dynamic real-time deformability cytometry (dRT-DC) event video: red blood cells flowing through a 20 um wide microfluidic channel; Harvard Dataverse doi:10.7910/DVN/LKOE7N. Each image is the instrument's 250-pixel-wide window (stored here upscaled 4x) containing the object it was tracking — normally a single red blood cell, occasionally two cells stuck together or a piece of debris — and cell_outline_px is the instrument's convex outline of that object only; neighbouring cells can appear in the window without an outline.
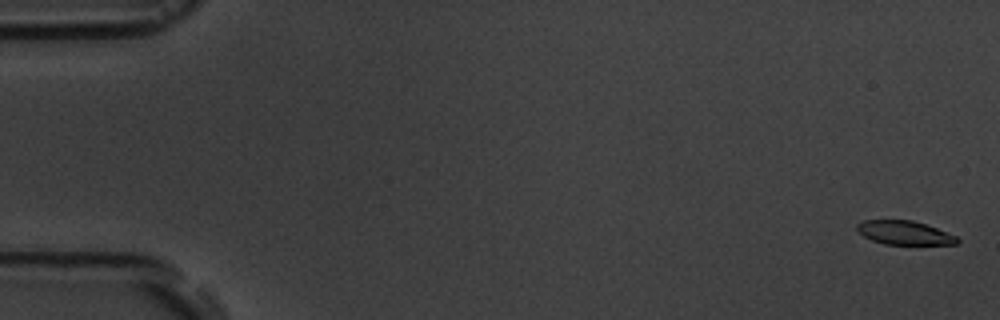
{"species": "common noctule bat (a hibernating species)", "species_latin": "Nyctalus noctula", "temperature_condition": "room temperature", "stored_images_in_passage": 9, "camera_frame_rate_fps": 3000, "um_per_image_px": 0.085, "animal": {"sex": "male", "body_mass_g": 19.5, "forearm_length_mm": 54.6}, "frame": {"image": 1, "passage_image": 1, "time_ms": 0.0, "image_size_px": [1000, 320], "cell_outline_px": [[960, 240], [956, 244], [884, 244], [872, 240], [864, 236], [856, 228], [856, 224], [864, 220], [912, 220], [936, 228], [956, 236]], "centroid_in_image_um": [76.86, 19.78], "position_along_channel_um": 8.1, "area_um2": 13.7}}
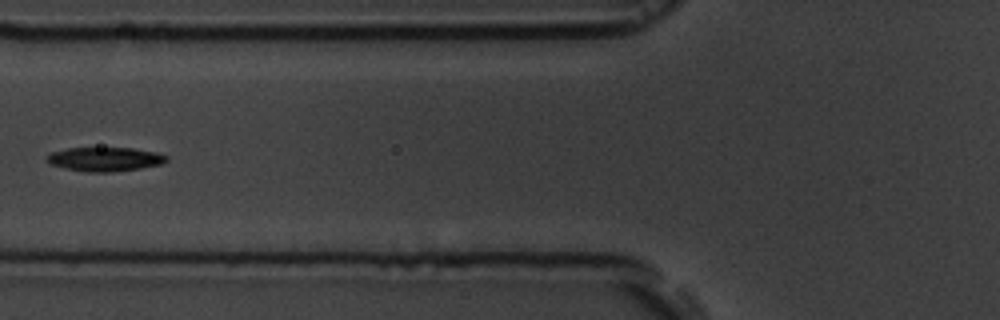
{"frame": {"image": 2, "passage_image": 7, "time_ms": 7.0, "image_size_px": [1000, 320], "cell_outline_px": [[168, 160], [160, 164], [140, 168], [112, 172], [88, 172], [68, 168], [52, 164], [44, 160], [52, 152], [68, 148], [132, 148], [156, 152], [168, 156]], "centroid_in_image_um": [8.94, 13.52], "position_along_channel_um": 116.9, "area_um2": 16.53}}
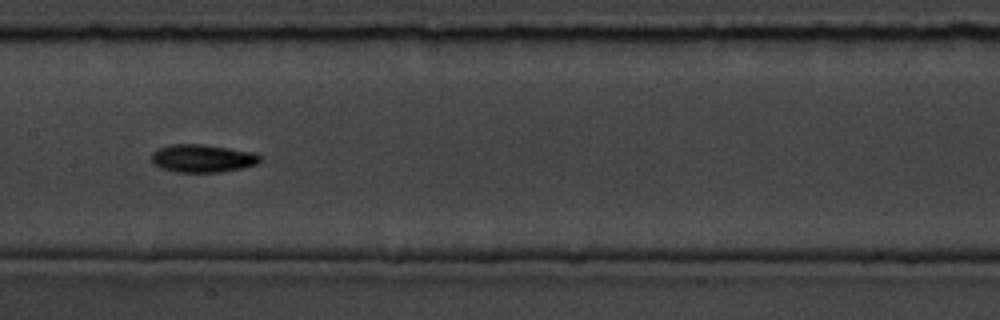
{"frame": {"image": 3, "passage_image": 9, "time_ms": 9.0, "image_size_px": [1000, 320], "cell_outline_px": [[264, 160], [256, 164], [240, 168], [220, 172], [180, 172], [160, 168], [152, 160], [152, 152], [168, 144], [204, 144], [256, 152]], "centroid_in_image_um": [17.25, 13.45], "position_along_channel_um": 190.1, "area_um2": 17.69}}